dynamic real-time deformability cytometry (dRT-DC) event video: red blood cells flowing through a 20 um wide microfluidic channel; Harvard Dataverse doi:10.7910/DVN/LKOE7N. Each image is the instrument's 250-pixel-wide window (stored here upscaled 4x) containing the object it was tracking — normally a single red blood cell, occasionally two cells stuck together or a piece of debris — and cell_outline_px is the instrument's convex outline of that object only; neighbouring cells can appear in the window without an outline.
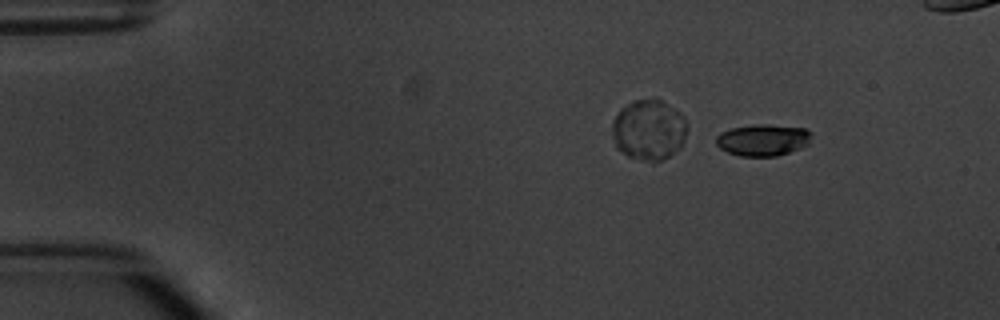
{"species": "common noctule bat (a hibernating species)", "species_latin": "Nyctalus noctula", "temperature_condition": "warm", "stored_images_in_passage": 7, "camera_frame_rate_fps": 3000, "um_per_image_px": 0.085, "animal": {"sex": "male", "body_mass_g": 20.1, "forearm_length_mm": 53.5}, "frame": {"image": 1, "passage_image": 2, "time_ms": 1.0, "image_size_px": [1000, 320], "cell_outline_px": [[812, 132], [808, 144], [800, 148], [776, 156], [740, 156], [728, 152], [720, 148], [716, 144], [716, 136], [720, 132], [732, 128], [756, 124], [764, 124], [804, 128]], "centroid_in_image_um": [64.83, 11.89], "position_along_channel_um": 20.2, "area_um2": 17.51}}